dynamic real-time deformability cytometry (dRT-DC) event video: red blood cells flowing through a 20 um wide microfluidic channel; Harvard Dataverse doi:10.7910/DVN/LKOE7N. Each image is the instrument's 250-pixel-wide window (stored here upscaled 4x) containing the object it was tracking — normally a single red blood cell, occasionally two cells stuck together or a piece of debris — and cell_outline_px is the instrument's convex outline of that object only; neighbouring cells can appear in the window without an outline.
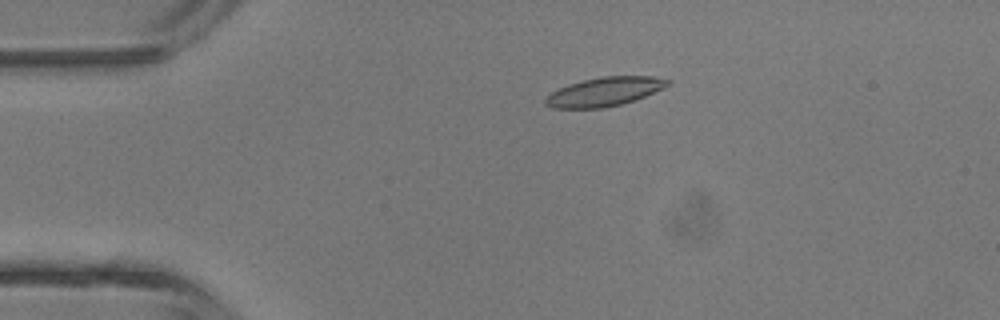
{"species": "common noctule bat (a hibernating species)", "species_latin": "Nyctalus noctula", "temperature_condition": "room temperature", "stored_images_in_passage": 4, "camera_frame_rate_fps": 3000, "um_per_image_px": 0.085, "animal": {"sex": "male", "body_mass_g": 13.3}, "frame": {"image": 1, "passage_image": 3, "time_ms": 3.0, "image_size_px": [1000, 320], "cell_outline_px": [[672, 84], [644, 96], [620, 104], [604, 108], [556, 108], [544, 104], [544, 100], [552, 92], [568, 84], [600, 76], [652, 76], [672, 80]], "centroid_in_image_um": [51.4, 7.78], "position_along_channel_um": 33.6, "area_um2": 20.4}}